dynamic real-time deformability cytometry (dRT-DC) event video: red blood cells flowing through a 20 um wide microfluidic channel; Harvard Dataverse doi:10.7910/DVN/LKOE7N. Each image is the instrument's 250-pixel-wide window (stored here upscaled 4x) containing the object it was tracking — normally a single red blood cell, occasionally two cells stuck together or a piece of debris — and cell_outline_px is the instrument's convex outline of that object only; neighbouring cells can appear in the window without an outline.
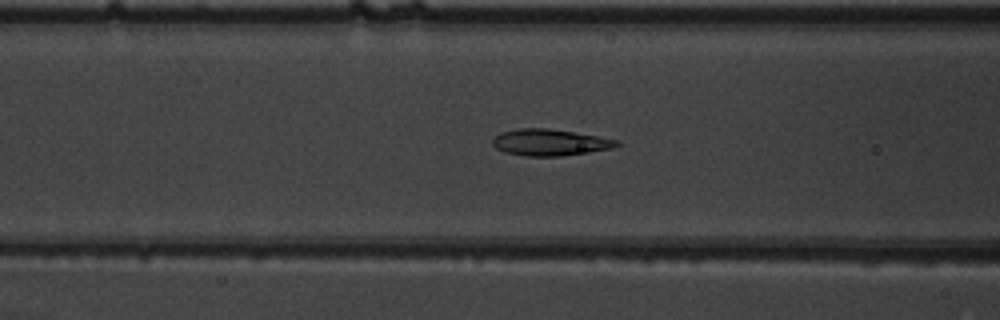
{"species": "common noctule bat (a hibernating species)", "species_latin": "Nyctalus noctula", "temperature_condition": "warm", "stored_images_in_passage": 45, "camera_frame_rate_fps": 3000, "um_per_image_px": 0.085, "animal": {"sex": "male", "body_mass_g": 19.5, "forearm_length_mm": 54.6}, "frame": {"image": 1, "passage_image": 14, "time_ms": 4.333, "image_size_px": [1000, 320], "cell_outline_px": [[620, 144], [612, 148], [588, 152], [560, 156], [524, 156], [504, 152], [496, 148], [492, 144], [492, 140], [500, 132], [516, 128], [548, 128], [620, 140]], "centroid_in_image_um": [46.7, 12.1], "position_along_channel_um": 119.9, "area_um2": 19.13}}
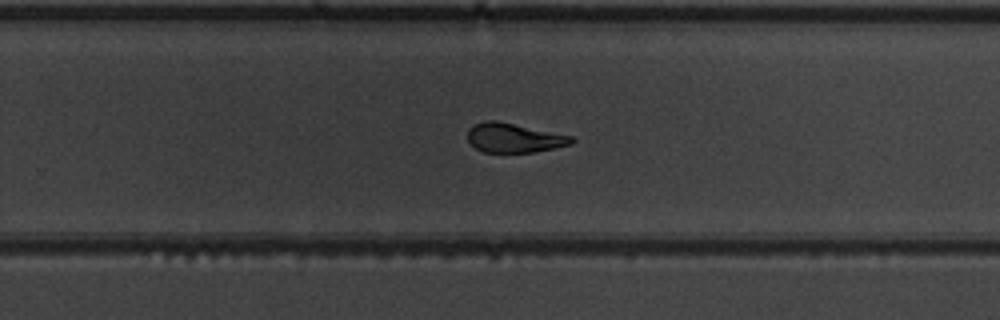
{"frame": {"image": 2, "passage_image": 27, "time_ms": 8.667, "image_size_px": [1000, 320], "cell_outline_px": [[576, 140], [572, 144], [556, 148], [532, 152], [484, 152], [476, 148], [468, 140], [468, 128], [472, 124], [484, 120], [496, 120], [572, 136]], "centroid_in_image_um": [43.68, 11.71], "position_along_channel_um": 286.1, "area_um2": 17.8}}
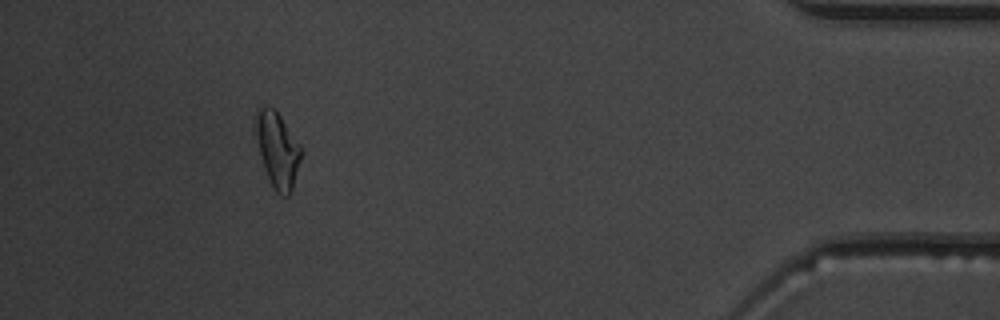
{"frame": {"image": 3, "passage_image": 41, "time_ms": 13.333, "image_size_px": [1000, 320], "cell_outline_px": [[300, 160], [292, 188], [288, 196], [284, 196], [276, 192], [264, 168], [252, 128], [252, 124], [256, 108], [272, 108], [280, 116], [300, 144]], "centroid_in_image_um": [23.52, 12.68], "position_along_channel_um": 411.7, "area_um2": 19.83}, "authors_computed_cell_mechanics": {"area_um2": 19.2474, "velocity_mm_per_s": 3.8511, "shape_relaxation_time_tau1_ms": 4.0226, "shape_relaxation_time_tau2_ms": 2.5061, "deformation_change_tau1": 0.1643, "deformation_change_tau2": 0.0846}}